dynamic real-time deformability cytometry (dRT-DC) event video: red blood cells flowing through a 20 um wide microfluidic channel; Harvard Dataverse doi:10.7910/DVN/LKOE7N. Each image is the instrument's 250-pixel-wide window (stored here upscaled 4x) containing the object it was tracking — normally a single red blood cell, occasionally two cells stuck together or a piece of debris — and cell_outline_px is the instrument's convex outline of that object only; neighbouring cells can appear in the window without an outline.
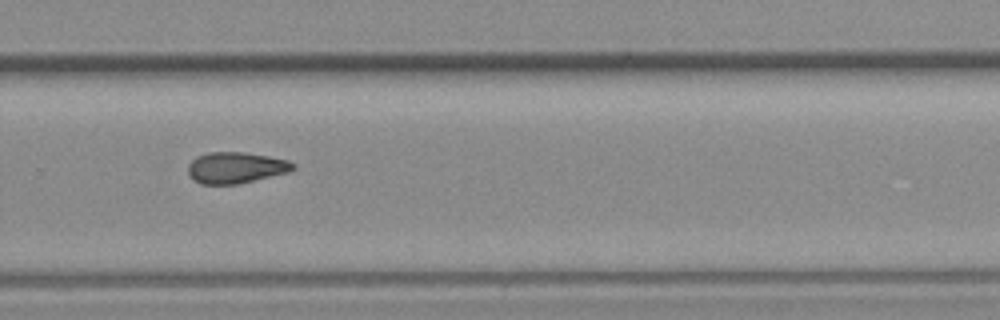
{"species": "common noctule bat (a hibernating species)", "species_latin": "Nyctalus noctula", "temperature_condition": "room temperature", "stored_images_in_passage": 10, "camera_frame_rate_fps": 3000, "um_per_image_px": 0.085, "animal": {"sex": "female", "body_mass_g": 19.3, "forearm_length_mm": 54.1}, "frame": {"image": 1, "passage_image": 9, "time_ms": 2.667, "image_size_px": [1000, 320], "cell_outline_px": [[296, 164], [288, 172], [236, 184], [200, 184], [192, 180], [188, 172], [188, 164], [196, 156], [208, 152], [244, 152], [268, 156], [288, 160]], "centroid_in_image_um": [19.99, 14.24], "position_along_channel_um": 309.8, "area_um2": 19.02}}
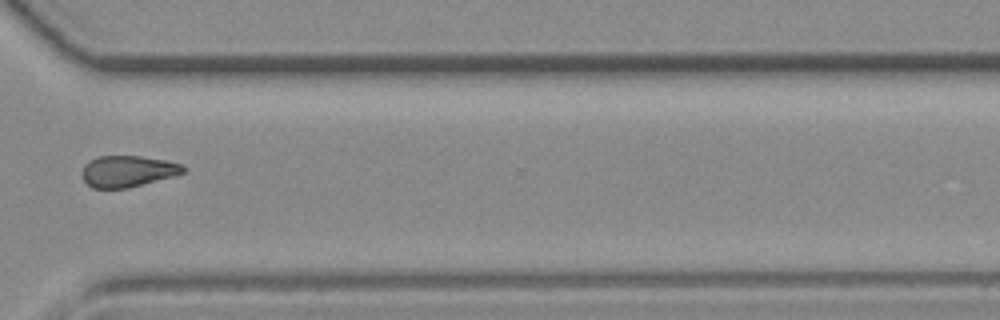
{"frame": {"image": 2, "passage_image": 10, "time_ms": 3.0, "image_size_px": [1000, 320], "cell_outline_px": [[188, 168], [184, 172], [172, 176], [128, 188], [92, 188], [84, 180], [80, 172], [84, 164], [88, 160], [100, 156], [140, 156], [164, 160], [180, 164]], "centroid_in_image_um": [10.81, 14.55], "position_along_channel_um": 359.8, "area_um2": 18.44}}